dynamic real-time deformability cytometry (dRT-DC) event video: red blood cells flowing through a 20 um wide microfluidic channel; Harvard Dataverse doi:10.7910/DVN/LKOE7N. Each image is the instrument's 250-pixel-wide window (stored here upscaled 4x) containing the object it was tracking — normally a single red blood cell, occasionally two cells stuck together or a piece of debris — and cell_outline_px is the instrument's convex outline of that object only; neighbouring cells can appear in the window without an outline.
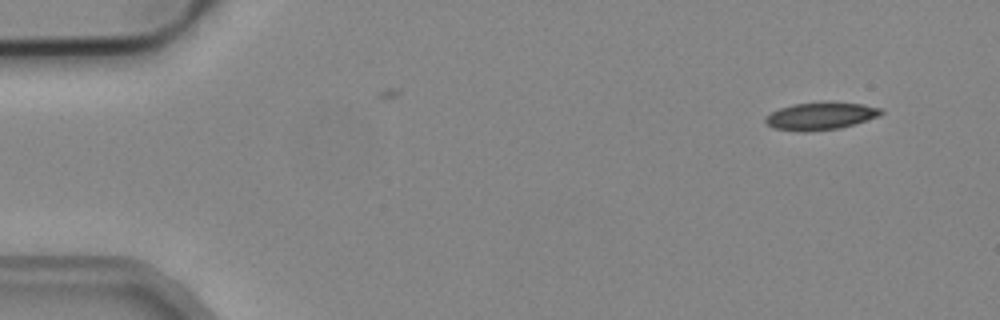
{"species": "common noctule bat (a hibernating species)", "species_latin": "Nyctalus noctula", "temperature_condition": "cold", "stored_images_in_passage": 5, "segment_of_instrument_passage": [1, 2], "camera_frame_rate_fps": 3000, "um_per_image_px": 0.085, "animal": {"sex": "male", "body_mass_g": 19.2, "forearm_length_mm": 51.8}, "frame": {"image": 1, "passage_image": 1, "time_ms": 0.0, "image_size_px": [1000, 320], "cell_outline_px": [[884, 112], [880, 116], [840, 128], [808, 132], [804, 132], [772, 128], [764, 120], [764, 116], [780, 108], [792, 104], [824, 100], [864, 104], [880, 108]], "centroid_in_image_um": [69.75, 9.84], "position_along_channel_um": 15.3, "area_um2": 19.02}}